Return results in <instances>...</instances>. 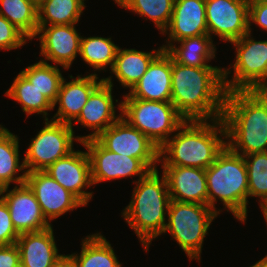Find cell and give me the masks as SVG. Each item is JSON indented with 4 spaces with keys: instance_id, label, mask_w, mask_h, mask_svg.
Segmentation results:
<instances>
[{
    "instance_id": "cell-1",
    "label": "cell",
    "mask_w": 267,
    "mask_h": 267,
    "mask_svg": "<svg viewBox=\"0 0 267 267\" xmlns=\"http://www.w3.org/2000/svg\"><path fill=\"white\" fill-rule=\"evenodd\" d=\"M171 103L186 120L223 116V67H191L172 59Z\"/></svg>"
},
{
    "instance_id": "cell-2",
    "label": "cell",
    "mask_w": 267,
    "mask_h": 267,
    "mask_svg": "<svg viewBox=\"0 0 267 267\" xmlns=\"http://www.w3.org/2000/svg\"><path fill=\"white\" fill-rule=\"evenodd\" d=\"M222 118L186 120L160 148L161 166H187L206 169L226 146Z\"/></svg>"
},
{
    "instance_id": "cell-3",
    "label": "cell",
    "mask_w": 267,
    "mask_h": 267,
    "mask_svg": "<svg viewBox=\"0 0 267 267\" xmlns=\"http://www.w3.org/2000/svg\"><path fill=\"white\" fill-rule=\"evenodd\" d=\"M131 201L122 210L121 217L134 230L144 251H149L152 240L163 234L171 198L165 175L158 169L132 182Z\"/></svg>"
},
{
    "instance_id": "cell-4",
    "label": "cell",
    "mask_w": 267,
    "mask_h": 267,
    "mask_svg": "<svg viewBox=\"0 0 267 267\" xmlns=\"http://www.w3.org/2000/svg\"><path fill=\"white\" fill-rule=\"evenodd\" d=\"M222 119L226 144L233 152H267V109L251 91L227 92Z\"/></svg>"
},
{
    "instance_id": "cell-5",
    "label": "cell",
    "mask_w": 267,
    "mask_h": 267,
    "mask_svg": "<svg viewBox=\"0 0 267 267\" xmlns=\"http://www.w3.org/2000/svg\"><path fill=\"white\" fill-rule=\"evenodd\" d=\"M205 174L207 205L220 214L223 210H217L215 205L219 199L227 212H231L234 218L245 223L249 201L244 157L233 152L226 145L217 155L214 163L205 169Z\"/></svg>"
},
{
    "instance_id": "cell-6",
    "label": "cell",
    "mask_w": 267,
    "mask_h": 267,
    "mask_svg": "<svg viewBox=\"0 0 267 267\" xmlns=\"http://www.w3.org/2000/svg\"><path fill=\"white\" fill-rule=\"evenodd\" d=\"M218 213L204 204L171 200L165 229L191 260L201 261L203 242Z\"/></svg>"
},
{
    "instance_id": "cell-7",
    "label": "cell",
    "mask_w": 267,
    "mask_h": 267,
    "mask_svg": "<svg viewBox=\"0 0 267 267\" xmlns=\"http://www.w3.org/2000/svg\"><path fill=\"white\" fill-rule=\"evenodd\" d=\"M121 105V117L158 148L186 121L171 102L123 98Z\"/></svg>"
},
{
    "instance_id": "cell-8",
    "label": "cell",
    "mask_w": 267,
    "mask_h": 267,
    "mask_svg": "<svg viewBox=\"0 0 267 267\" xmlns=\"http://www.w3.org/2000/svg\"><path fill=\"white\" fill-rule=\"evenodd\" d=\"M252 36L248 32L231 42L236 57L231 67L223 68L226 92L250 91L254 86L267 82V40L257 41Z\"/></svg>"
},
{
    "instance_id": "cell-9",
    "label": "cell",
    "mask_w": 267,
    "mask_h": 267,
    "mask_svg": "<svg viewBox=\"0 0 267 267\" xmlns=\"http://www.w3.org/2000/svg\"><path fill=\"white\" fill-rule=\"evenodd\" d=\"M44 127L31 139L23 159L26 172L44 171L56 160L75 150L74 142L81 143L71 125L44 120Z\"/></svg>"
},
{
    "instance_id": "cell-10",
    "label": "cell",
    "mask_w": 267,
    "mask_h": 267,
    "mask_svg": "<svg viewBox=\"0 0 267 267\" xmlns=\"http://www.w3.org/2000/svg\"><path fill=\"white\" fill-rule=\"evenodd\" d=\"M96 139L107 150L137 158L151 171L158 169L159 148L122 117L102 131Z\"/></svg>"
},
{
    "instance_id": "cell-11",
    "label": "cell",
    "mask_w": 267,
    "mask_h": 267,
    "mask_svg": "<svg viewBox=\"0 0 267 267\" xmlns=\"http://www.w3.org/2000/svg\"><path fill=\"white\" fill-rule=\"evenodd\" d=\"M91 164L92 184L138 176L145 177L151 170L139 159L107 150L96 138L82 141Z\"/></svg>"
},
{
    "instance_id": "cell-12",
    "label": "cell",
    "mask_w": 267,
    "mask_h": 267,
    "mask_svg": "<svg viewBox=\"0 0 267 267\" xmlns=\"http://www.w3.org/2000/svg\"><path fill=\"white\" fill-rule=\"evenodd\" d=\"M205 8L211 38L231 43L249 32V0H205Z\"/></svg>"
},
{
    "instance_id": "cell-13",
    "label": "cell",
    "mask_w": 267,
    "mask_h": 267,
    "mask_svg": "<svg viewBox=\"0 0 267 267\" xmlns=\"http://www.w3.org/2000/svg\"><path fill=\"white\" fill-rule=\"evenodd\" d=\"M113 76L103 78V81L92 91L88 97L87 103L81 110L78 118L73 122L80 123L84 128L91 129L90 134L81 136V142L96 138L102 131L106 130L121 117V101L113 99ZM115 104V105H114ZM120 110L119 115L116 113V107ZM117 114V115H116Z\"/></svg>"
},
{
    "instance_id": "cell-14",
    "label": "cell",
    "mask_w": 267,
    "mask_h": 267,
    "mask_svg": "<svg viewBox=\"0 0 267 267\" xmlns=\"http://www.w3.org/2000/svg\"><path fill=\"white\" fill-rule=\"evenodd\" d=\"M76 24L38 26V31L33 39L37 38L40 44L41 61L53 62L68 70L80 52L81 33L76 29Z\"/></svg>"
},
{
    "instance_id": "cell-15",
    "label": "cell",
    "mask_w": 267,
    "mask_h": 267,
    "mask_svg": "<svg viewBox=\"0 0 267 267\" xmlns=\"http://www.w3.org/2000/svg\"><path fill=\"white\" fill-rule=\"evenodd\" d=\"M44 171L74 194L85 206L92 200L93 192L85 191L93 186L87 150H73L67 156L56 160Z\"/></svg>"
},
{
    "instance_id": "cell-16",
    "label": "cell",
    "mask_w": 267,
    "mask_h": 267,
    "mask_svg": "<svg viewBox=\"0 0 267 267\" xmlns=\"http://www.w3.org/2000/svg\"><path fill=\"white\" fill-rule=\"evenodd\" d=\"M26 183L33 190L46 220L51 222L85 205L45 171L26 173Z\"/></svg>"
},
{
    "instance_id": "cell-17",
    "label": "cell",
    "mask_w": 267,
    "mask_h": 267,
    "mask_svg": "<svg viewBox=\"0 0 267 267\" xmlns=\"http://www.w3.org/2000/svg\"><path fill=\"white\" fill-rule=\"evenodd\" d=\"M8 189H0V197L7 204L11 221L19 235L42 231L53 225L46 220L33 190L26 182Z\"/></svg>"
},
{
    "instance_id": "cell-18",
    "label": "cell",
    "mask_w": 267,
    "mask_h": 267,
    "mask_svg": "<svg viewBox=\"0 0 267 267\" xmlns=\"http://www.w3.org/2000/svg\"><path fill=\"white\" fill-rule=\"evenodd\" d=\"M172 57L162 50L149 64L142 78L123 98L171 102Z\"/></svg>"
},
{
    "instance_id": "cell-19",
    "label": "cell",
    "mask_w": 267,
    "mask_h": 267,
    "mask_svg": "<svg viewBox=\"0 0 267 267\" xmlns=\"http://www.w3.org/2000/svg\"><path fill=\"white\" fill-rule=\"evenodd\" d=\"M70 81L66 82L64 78L54 108L58 105L57 112L50 120L71 125L78 118L82 108L87 103L88 97L92 91L103 81L98 75L88 74L86 76L69 75Z\"/></svg>"
},
{
    "instance_id": "cell-20",
    "label": "cell",
    "mask_w": 267,
    "mask_h": 267,
    "mask_svg": "<svg viewBox=\"0 0 267 267\" xmlns=\"http://www.w3.org/2000/svg\"><path fill=\"white\" fill-rule=\"evenodd\" d=\"M168 35L166 50L174 42L208 34L205 0H175L172 17L162 35Z\"/></svg>"
},
{
    "instance_id": "cell-21",
    "label": "cell",
    "mask_w": 267,
    "mask_h": 267,
    "mask_svg": "<svg viewBox=\"0 0 267 267\" xmlns=\"http://www.w3.org/2000/svg\"><path fill=\"white\" fill-rule=\"evenodd\" d=\"M171 200L207 205L205 169L187 166H161Z\"/></svg>"
},
{
    "instance_id": "cell-22",
    "label": "cell",
    "mask_w": 267,
    "mask_h": 267,
    "mask_svg": "<svg viewBox=\"0 0 267 267\" xmlns=\"http://www.w3.org/2000/svg\"><path fill=\"white\" fill-rule=\"evenodd\" d=\"M53 226L37 232L20 234L16 245L20 251V267H52L59 254Z\"/></svg>"
},
{
    "instance_id": "cell-23",
    "label": "cell",
    "mask_w": 267,
    "mask_h": 267,
    "mask_svg": "<svg viewBox=\"0 0 267 267\" xmlns=\"http://www.w3.org/2000/svg\"><path fill=\"white\" fill-rule=\"evenodd\" d=\"M163 50L160 46L150 52L137 49L118 48L115 62L110 74L113 73L123 88L132 87L142 78L152 60Z\"/></svg>"
},
{
    "instance_id": "cell-24",
    "label": "cell",
    "mask_w": 267,
    "mask_h": 267,
    "mask_svg": "<svg viewBox=\"0 0 267 267\" xmlns=\"http://www.w3.org/2000/svg\"><path fill=\"white\" fill-rule=\"evenodd\" d=\"M208 34L182 39L165 51L179 64L191 67H218L208 63L216 57V43ZM175 43L180 44L178 47ZM175 44V45H174Z\"/></svg>"
},
{
    "instance_id": "cell-25",
    "label": "cell",
    "mask_w": 267,
    "mask_h": 267,
    "mask_svg": "<svg viewBox=\"0 0 267 267\" xmlns=\"http://www.w3.org/2000/svg\"><path fill=\"white\" fill-rule=\"evenodd\" d=\"M19 146V137L10 130L6 129L0 135V189L26 182L27 172L23 158L20 162Z\"/></svg>"
},
{
    "instance_id": "cell-26",
    "label": "cell",
    "mask_w": 267,
    "mask_h": 267,
    "mask_svg": "<svg viewBox=\"0 0 267 267\" xmlns=\"http://www.w3.org/2000/svg\"><path fill=\"white\" fill-rule=\"evenodd\" d=\"M81 252L71 253L76 267H123L109 241L100 232L82 238Z\"/></svg>"
},
{
    "instance_id": "cell-27",
    "label": "cell",
    "mask_w": 267,
    "mask_h": 267,
    "mask_svg": "<svg viewBox=\"0 0 267 267\" xmlns=\"http://www.w3.org/2000/svg\"><path fill=\"white\" fill-rule=\"evenodd\" d=\"M5 96L19 103L27 118L32 114H40L44 120H49L48 111L54 110L53 103L28 82L20 72L14 78L10 88L5 91Z\"/></svg>"
},
{
    "instance_id": "cell-28",
    "label": "cell",
    "mask_w": 267,
    "mask_h": 267,
    "mask_svg": "<svg viewBox=\"0 0 267 267\" xmlns=\"http://www.w3.org/2000/svg\"><path fill=\"white\" fill-rule=\"evenodd\" d=\"M86 0H42L37 5L38 26L78 24Z\"/></svg>"
},
{
    "instance_id": "cell-29",
    "label": "cell",
    "mask_w": 267,
    "mask_h": 267,
    "mask_svg": "<svg viewBox=\"0 0 267 267\" xmlns=\"http://www.w3.org/2000/svg\"><path fill=\"white\" fill-rule=\"evenodd\" d=\"M119 46L112 41L111 37H81L79 56L83 62L92 67L95 71H105L109 67L111 71L115 62Z\"/></svg>"
},
{
    "instance_id": "cell-30",
    "label": "cell",
    "mask_w": 267,
    "mask_h": 267,
    "mask_svg": "<svg viewBox=\"0 0 267 267\" xmlns=\"http://www.w3.org/2000/svg\"><path fill=\"white\" fill-rule=\"evenodd\" d=\"M0 15L33 40L38 31L37 4L33 0H0Z\"/></svg>"
},
{
    "instance_id": "cell-31",
    "label": "cell",
    "mask_w": 267,
    "mask_h": 267,
    "mask_svg": "<svg viewBox=\"0 0 267 267\" xmlns=\"http://www.w3.org/2000/svg\"><path fill=\"white\" fill-rule=\"evenodd\" d=\"M58 67L60 66L39 60V62L27 66L20 73L54 104L64 79Z\"/></svg>"
},
{
    "instance_id": "cell-32",
    "label": "cell",
    "mask_w": 267,
    "mask_h": 267,
    "mask_svg": "<svg viewBox=\"0 0 267 267\" xmlns=\"http://www.w3.org/2000/svg\"><path fill=\"white\" fill-rule=\"evenodd\" d=\"M174 2L175 0H123L119 6L152 21L160 30L159 34H162L169 25Z\"/></svg>"
},
{
    "instance_id": "cell-33",
    "label": "cell",
    "mask_w": 267,
    "mask_h": 267,
    "mask_svg": "<svg viewBox=\"0 0 267 267\" xmlns=\"http://www.w3.org/2000/svg\"><path fill=\"white\" fill-rule=\"evenodd\" d=\"M244 157L248 177V199L258 198L261 211L267 208V152L252 153Z\"/></svg>"
},
{
    "instance_id": "cell-34",
    "label": "cell",
    "mask_w": 267,
    "mask_h": 267,
    "mask_svg": "<svg viewBox=\"0 0 267 267\" xmlns=\"http://www.w3.org/2000/svg\"><path fill=\"white\" fill-rule=\"evenodd\" d=\"M28 40L30 41L22 31L0 15V51L18 49Z\"/></svg>"
},
{
    "instance_id": "cell-35",
    "label": "cell",
    "mask_w": 267,
    "mask_h": 267,
    "mask_svg": "<svg viewBox=\"0 0 267 267\" xmlns=\"http://www.w3.org/2000/svg\"><path fill=\"white\" fill-rule=\"evenodd\" d=\"M19 234L11 221L9 208L0 197V245H11L16 243Z\"/></svg>"
},
{
    "instance_id": "cell-36",
    "label": "cell",
    "mask_w": 267,
    "mask_h": 267,
    "mask_svg": "<svg viewBox=\"0 0 267 267\" xmlns=\"http://www.w3.org/2000/svg\"><path fill=\"white\" fill-rule=\"evenodd\" d=\"M249 33L252 34V23L267 32V0H249Z\"/></svg>"
},
{
    "instance_id": "cell-37",
    "label": "cell",
    "mask_w": 267,
    "mask_h": 267,
    "mask_svg": "<svg viewBox=\"0 0 267 267\" xmlns=\"http://www.w3.org/2000/svg\"><path fill=\"white\" fill-rule=\"evenodd\" d=\"M0 267H20V251L16 243L0 245Z\"/></svg>"
},
{
    "instance_id": "cell-38",
    "label": "cell",
    "mask_w": 267,
    "mask_h": 267,
    "mask_svg": "<svg viewBox=\"0 0 267 267\" xmlns=\"http://www.w3.org/2000/svg\"><path fill=\"white\" fill-rule=\"evenodd\" d=\"M267 109V82L258 84L250 90Z\"/></svg>"
},
{
    "instance_id": "cell-39",
    "label": "cell",
    "mask_w": 267,
    "mask_h": 267,
    "mask_svg": "<svg viewBox=\"0 0 267 267\" xmlns=\"http://www.w3.org/2000/svg\"><path fill=\"white\" fill-rule=\"evenodd\" d=\"M52 267H76L70 254H63Z\"/></svg>"
},
{
    "instance_id": "cell-40",
    "label": "cell",
    "mask_w": 267,
    "mask_h": 267,
    "mask_svg": "<svg viewBox=\"0 0 267 267\" xmlns=\"http://www.w3.org/2000/svg\"><path fill=\"white\" fill-rule=\"evenodd\" d=\"M249 267H267V261L261 258L259 261Z\"/></svg>"
},
{
    "instance_id": "cell-41",
    "label": "cell",
    "mask_w": 267,
    "mask_h": 267,
    "mask_svg": "<svg viewBox=\"0 0 267 267\" xmlns=\"http://www.w3.org/2000/svg\"><path fill=\"white\" fill-rule=\"evenodd\" d=\"M262 213H263V217L265 219L264 221H266V225H267V213L265 211H262ZM263 259L267 261V255H265V257H263Z\"/></svg>"
},
{
    "instance_id": "cell-42",
    "label": "cell",
    "mask_w": 267,
    "mask_h": 267,
    "mask_svg": "<svg viewBox=\"0 0 267 267\" xmlns=\"http://www.w3.org/2000/svg\"><path fill=\"white\" fill-rule=\"evenodd\" d=\"M7 128L0 124V135L6 130Z\"/></svg>"
},
{
    "instance_id": "cell-43",
    "label": "cell",
    "mask_w": 267,
    "mask_h": 267,
    "mask_svg": "<svg viewBox=\"0 0 267 267\" xmlns=\"http://www.w3.org/2000/svg\"><path fill=\"white\" fill-rule=\"evenodd\" d=\"M114 1H115V3H117V5L119 6L123 0H114Z\"/></svg>"
},
{
    "instance_id": "cell-44",
    "label": "cell",
    "mask_w": 267,
    "mask_h": 267,
    "mask_svg": "<svg viewBox=\"0 0 267 267\" xmlns=\"http://www.w3.org/2000/svg\"><path fill=\"white\" fill-rule=\"evenodd\" d=\"M37 5L42 1V0H33Z\"/></svg>"
}]
</instances>
